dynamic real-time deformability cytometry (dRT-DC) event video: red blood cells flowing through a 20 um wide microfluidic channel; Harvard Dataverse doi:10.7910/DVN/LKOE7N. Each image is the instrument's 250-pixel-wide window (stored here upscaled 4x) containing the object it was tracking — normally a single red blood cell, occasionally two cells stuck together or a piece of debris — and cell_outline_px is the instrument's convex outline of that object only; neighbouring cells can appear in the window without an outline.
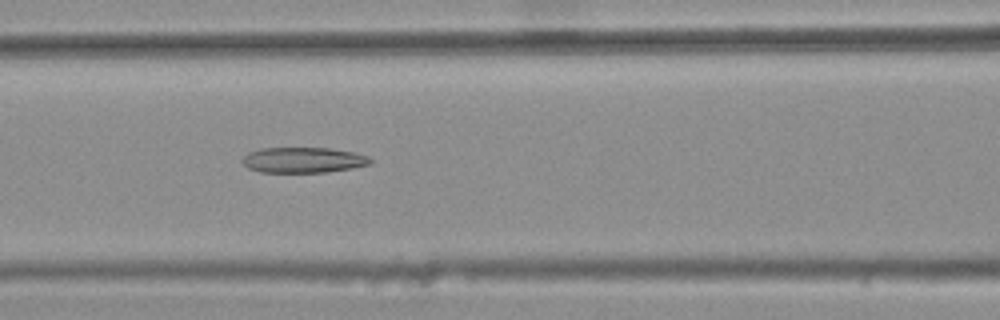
{"species": "common noctule bat (a hibernating species)", "species_latin": "Nyctalus noctula", "temperature_condition": "warm", "stored_images_in_passage": 6, "camera_frame_rate_fps": 3000, "um_per_image_px": 0.085, "animal": {"sex": "female", "body_mass_g": 25.1}, "frame": {"image": 1, "passage_image": 6, "time_ms": 1.667, "image_size_px": [1000, 320], "cell_outline_px": [[372, 160], [368, 164], [352, 168], [328, 172], [260, 172], [248, 168], [240, 160], [248, 152], [260, 148], [328, 148], [352, 152], [368, 156]], "centroid_in_image_um": [25.73, 13.6], "position_along_channel_um": 140.9, "area_um2": 18.96}}